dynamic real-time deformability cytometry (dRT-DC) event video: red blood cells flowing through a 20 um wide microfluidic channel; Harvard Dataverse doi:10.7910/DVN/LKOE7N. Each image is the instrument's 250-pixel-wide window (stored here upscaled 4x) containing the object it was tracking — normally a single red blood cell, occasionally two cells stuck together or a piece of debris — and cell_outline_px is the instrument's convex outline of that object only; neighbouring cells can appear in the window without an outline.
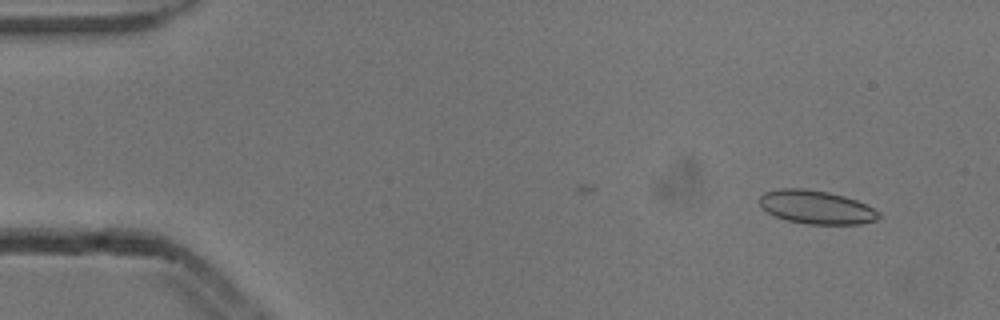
{"species": "common noctule bat (a hibernating species)", "species_latin": "Nyctalus noctula", "temperature_condition": "cold", "stored_images_in_passage": 5, "camera_frame_rate_fps": 3000, "um_per_image_px": 0.085, "animal": {"sex": "male", "body_mass_g": 13.3}, "frame": {"image": 1, "passage_image": 2, "time_ms": 0.333, "image_size_px": [1000, 320], "cell_outline_px": [[880, 216], [876, 220], [860, 224], [808, 224], [788, 220], [776, 216], [768, 212], [760, 204], [760, 196], [764, 192], [776, 188], [804, 188], [828, 192], [844, 196], [856, 200], [880, 212]], "centroid_in_image_um": [69.38, 17.6], "position_along_channel_um": 15.6, "area_um2": 23.12}}
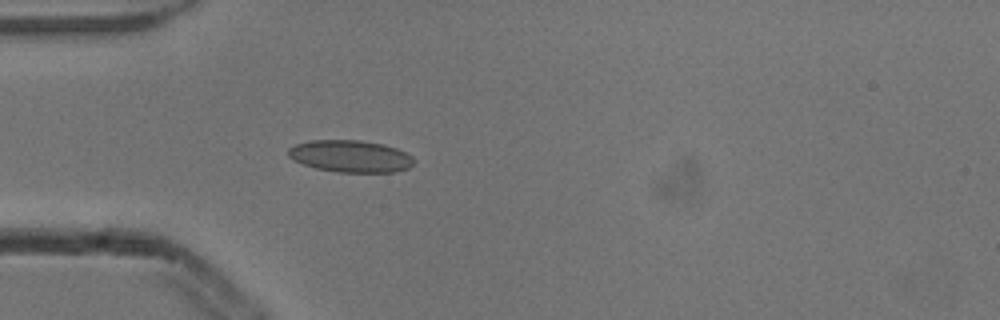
{"frame": {"image": 2, "passage_image": 5, "time_ms": 1.333, "image_size_px": [1000, 320], "cell_outline_px": [[416, 160], [408, 168], [396, 172], [336, 172], [316, 168], [292, 160], [288, 156], [288, 148], [296, 144], [308, 140], [360, 140], [384, 144], [396, 148], [412, 156]], "centroid_in_image_um": [29.78, 13.27], "position_along_channel_um": 55.2, "area_um2": 23.58}}